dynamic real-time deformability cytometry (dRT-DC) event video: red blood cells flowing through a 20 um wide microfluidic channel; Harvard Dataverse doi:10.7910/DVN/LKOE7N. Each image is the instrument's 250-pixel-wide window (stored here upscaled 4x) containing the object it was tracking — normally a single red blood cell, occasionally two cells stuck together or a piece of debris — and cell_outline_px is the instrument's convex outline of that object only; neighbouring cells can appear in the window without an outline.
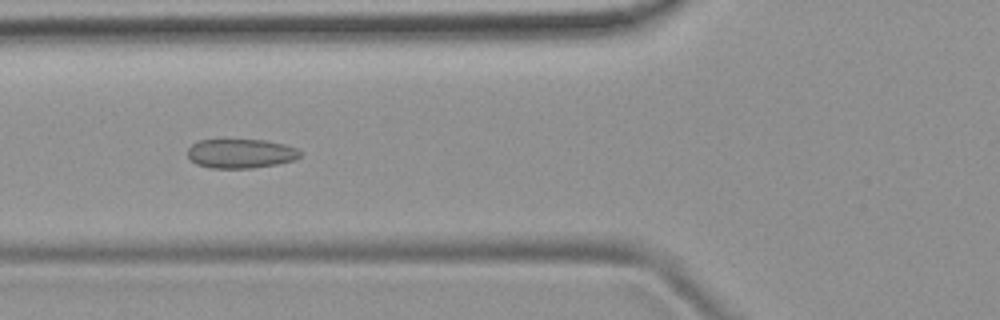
{"species": "common noctule bat (a hibernating species)", "species_latin": "Nyctalus noctula", "temperature_condition": "room temperature", "stored_images_in_passage": 34, "camera_frame_rate_fps": 3000, "um_per_image_px": 0.085, "animal": {"sex": "female", "body_mass_g": 19.9}, "frame": {"image": 1, "passage_image": 3, "time_ms": 0.667, "image_size_px": [1000, 320], "cell_outline_px": [[300, 156], [296, 160], [276, 164], [252, 168], [212, 168], [196, 164], [188, 156], [188, 148], [192, 144], [200, 140], [264, 140], [284, 144], [296, 148], [300, 152]], "centroid_in_image_um": [20.47, 13.05], "position_along_channel_um": 105.3, "area_um2": 19.07}}
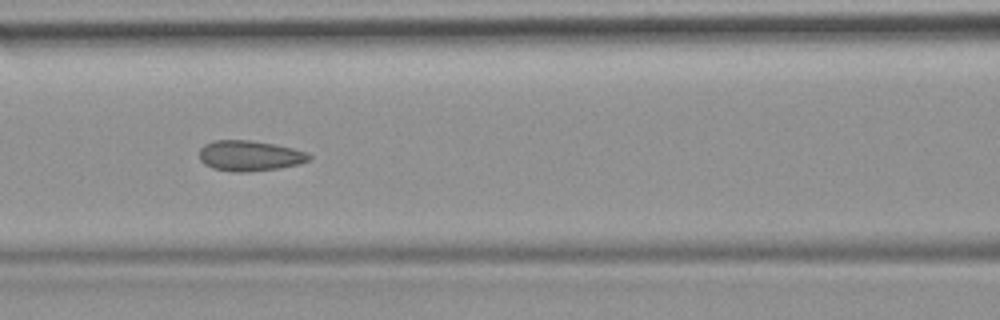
{"frame": {"image": 2, "passage_image": 6, "time_ms": 1.667, "image_size_px": [1000, 320], "cell_outline_px": [[312, 156], [308, 160], [300, 164], [280, 168], [248, 172], [232, 172], [212, 168], [204, 164], [200, 160], [200, 148], [204, 144], [212, 140], [248, 140], [272, 144], [292, 148], [308, 152]], "centroid_in_image_um": [21.21, 13.25], "position_along_channel_um": 145.4, "area_um2": 19.59}}
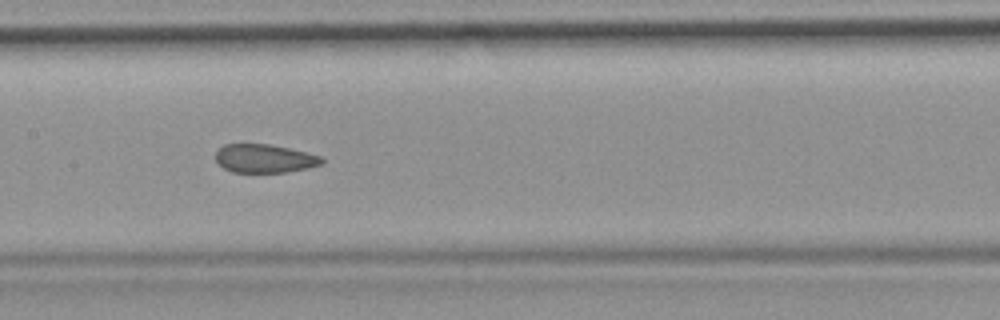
{"frame": {"image": 3, "passage_image": 9, "time_ms": 2.667, "image_size_px": [1000, 320], "cell_outline_px": [[324, 160], [320, 164], [308, 168], [284, 172], [232, 172], [224, 168], [216, 160], [216, 152], [224, 144], [268, 144], [288, 148], [320, 156]], "centroid_in_image_um": [22.46, 13.47], "position_along_channel_um": 184.9, "area_um2": 17.34}}